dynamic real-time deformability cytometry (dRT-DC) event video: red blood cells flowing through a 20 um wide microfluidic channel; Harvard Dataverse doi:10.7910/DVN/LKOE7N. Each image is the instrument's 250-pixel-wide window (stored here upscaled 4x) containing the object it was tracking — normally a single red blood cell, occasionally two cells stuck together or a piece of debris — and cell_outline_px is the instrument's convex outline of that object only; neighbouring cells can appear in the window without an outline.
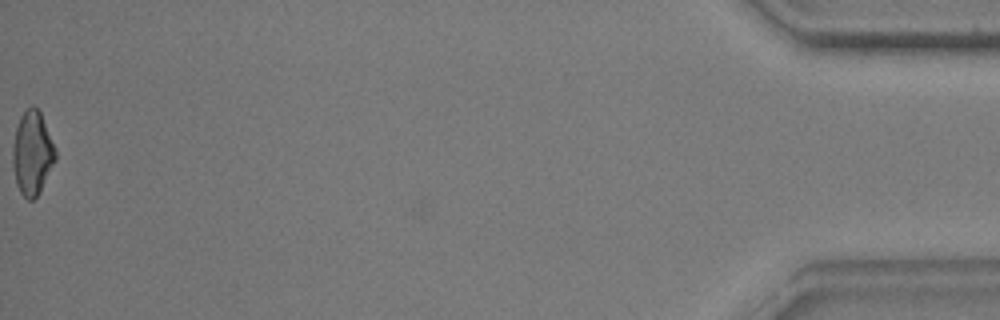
{"species": "common noctule bat (a hibernating species)", "species_latin": "Nyctalus noctula", "temperature_condition": "warm", "stored_images_in_passage": 55, "camera_frame_rate_fps": 3000, "um_per_image_px": 0.085, "animal": {"sex": "male", "body_mass_g": 17.9, "forearm_length_mm": 54.2}, "frame": {"image": 1, "passage_image": 55, "time_ms": 18.0, "image_size_px": [1000, 320], "cell_outline_px": [[56, 160], [40, 192], [32, 200], [28, 200], [20, 192], [16, 184], [12, 168], [12, 144], [16, 128], [20, 116], [32, 104], [40, 112], [56, 148]], "centroid_in_image_um": [2.73, 13.03], "position_along_channel_um": 432.5, "area_um2": 21.04}, "authors_computed_cell_mechanics": {"area_um2": 20.9236, "velocity_mm_per_s": 3.7326, "shape_relaxation_time_tau1_ms": 7.9197, "shape_relaxation_time_tau2_ms": 2.7101, "deformation_change_tau1": 0.2191, "deformation_change_tau2": 0.086}}